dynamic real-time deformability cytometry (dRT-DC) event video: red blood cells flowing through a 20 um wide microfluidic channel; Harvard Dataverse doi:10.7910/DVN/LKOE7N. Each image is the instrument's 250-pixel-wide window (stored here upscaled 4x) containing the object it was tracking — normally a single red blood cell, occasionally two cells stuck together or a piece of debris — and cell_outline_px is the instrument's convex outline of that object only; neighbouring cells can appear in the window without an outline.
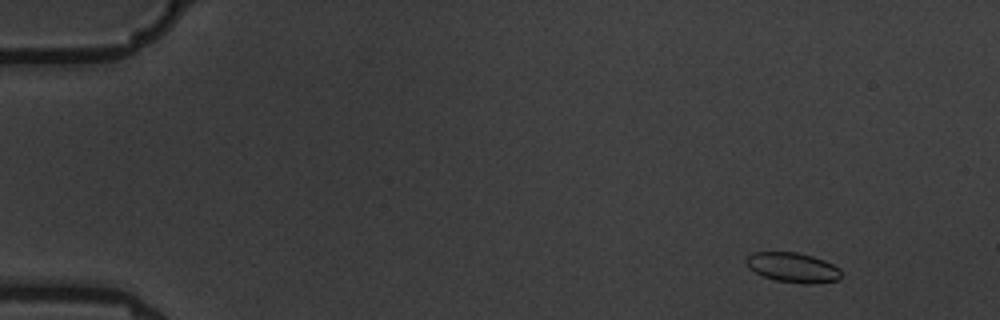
{"species": "common noctule bat (a hibernating species)", "species_latin": "Nyctalus noctula", "temperature_condition": "warm", "stored_images_in_passage": 10, "camera_frame_rate_fps": 3000, "um_per_image_px": 0.085, "animal": {"sex": "male", "body_mass_g": 19.5, "forearm_length_mm": 54.6}, "frame": {"image": 1, "passage_image": 2, "time_ms": 1.333, "image_size_px": [1000, 320], "cell_outline_px": [[840, 280], [812, 284], [804, 284], [776, 280], [764, 276], [748, 268], [744, 260], [752, 252], [796, 252], [812, 256], [824, 260], [840, 268]], "centroid_in_image_um": [67.39, 22.73], "position_along_channel_um": 17.6, "area_um2": 16.53}}
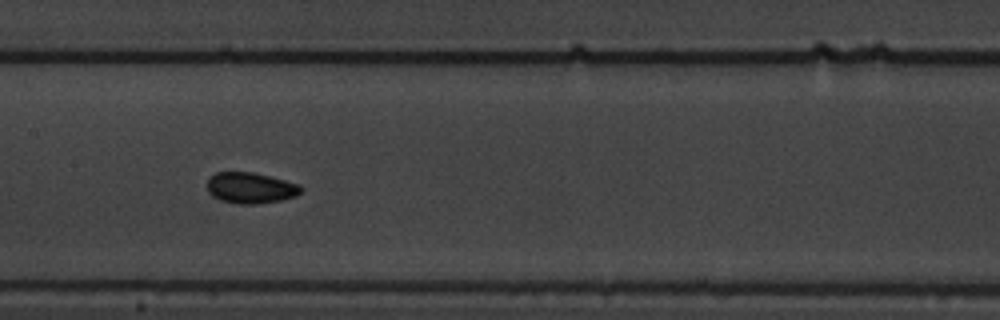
{"frame": {"image": 2, "passage_image": 9, "time_ms": 9.333, "image_size_px": [1000, 320], "cell_outline_px": [[304, 188], [296, 196], [280, 200], [256, 204], [236, 204], [220, 200], [212, 196], [208, 192], [208, 180], [216, 172], [252, 172], [300, 184]], "centroid_in_image_um": [21.3, 15.98], "position_along_channel_um": 186.1, "area_um2": 16.88}}
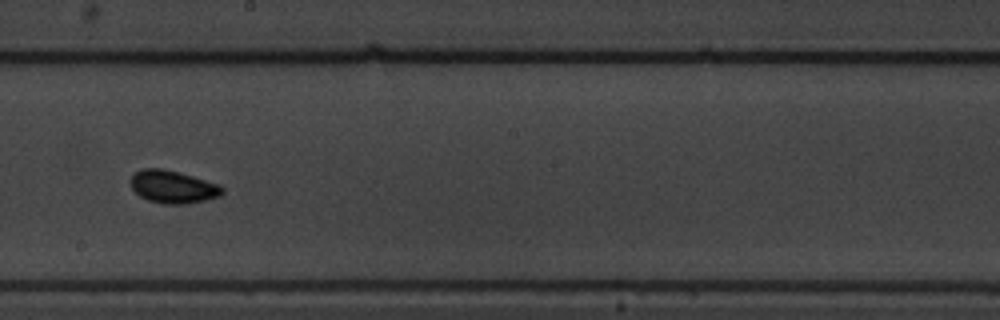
{"frame": {"image": 3, "passage_image": 10, "time_ms": 10.667, "image_size_px": [1000, 320], "cell_outline_px": [[224, 192], [220, 196], [188, 204], [164, 204], [148, 200], [140, 196], [132, 188], [132, 176], [140, 168], [160, 168], [180, 172], [220, 184], [224, 188]], "centroid_in_image_um": [14.74, 15.88], "position_along_channel_um": 233.5, "area_um2": 17.51}}